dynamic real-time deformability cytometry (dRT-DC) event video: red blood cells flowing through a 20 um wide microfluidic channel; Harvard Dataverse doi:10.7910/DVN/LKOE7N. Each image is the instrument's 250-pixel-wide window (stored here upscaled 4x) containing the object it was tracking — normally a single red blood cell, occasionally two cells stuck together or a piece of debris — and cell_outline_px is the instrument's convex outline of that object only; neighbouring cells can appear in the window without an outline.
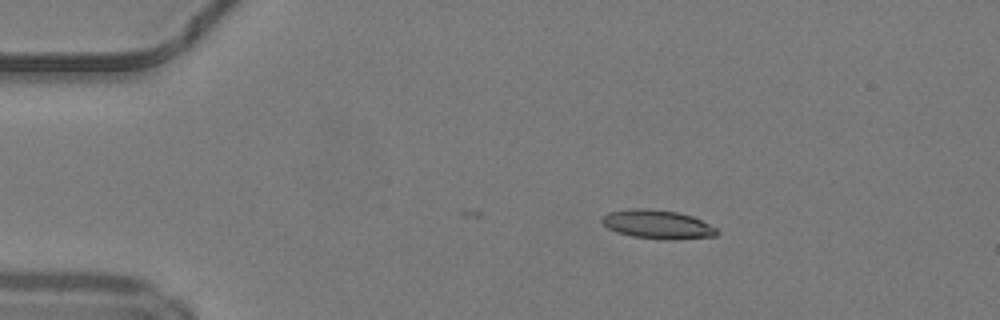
{"species": "common noctule bat (a hibernating species)", "species_latin": "Nyctalus noctula", "temperature_condition": "warm", "stored_images_in_passage": 6, "camera_frame_rate_fps": 3000, "um_per_image_px": 0.085, "animal": {"sex": "male", "body_mass_g": 19.2, "forearm_length_mm": 51.8}, "frame": {"image": 1, "passage_image": 1, "time_ms": 0.0, "image_size_px": [1000, 320], "cell_outline_px": [[720, 232], [716, 236], [676, 240], [664, 240], [632, 236], [616, 232], [608, 228], [600, 220], [608, 212], [632, 208], [644, 208], [676, 212], [692, 216], [716, 228]], "centroid_in_image_um": [55.89, 19.08], "position_along_channel_um": 29.1, "area_um2": 19.31}}